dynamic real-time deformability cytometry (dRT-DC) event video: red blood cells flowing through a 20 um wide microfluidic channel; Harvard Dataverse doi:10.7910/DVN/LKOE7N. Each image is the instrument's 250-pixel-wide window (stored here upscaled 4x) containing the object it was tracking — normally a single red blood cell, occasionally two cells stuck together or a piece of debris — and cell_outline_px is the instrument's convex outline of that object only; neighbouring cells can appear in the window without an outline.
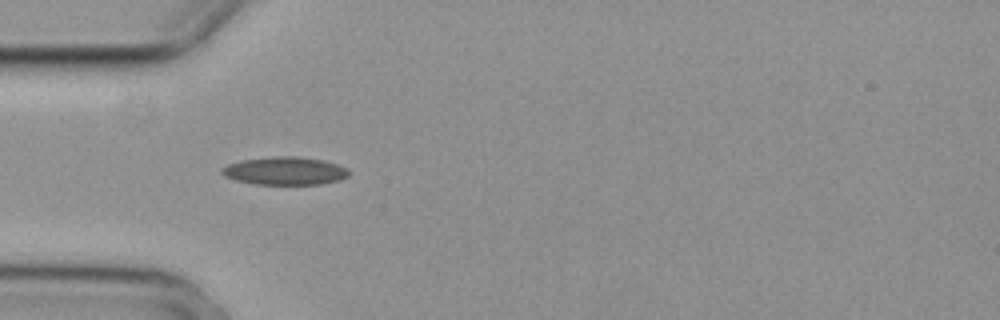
{"species": "common noctule bat (a hibernating species)", "species_latin": "Nyctalus noctula", "temperature_condition": "cold", "stored_images_in_passage": 1, "camera_frame_rate_fps": 3000, "um_per_image_px": 0.085, "animal": {"sex": "female", "body_mass_g": 29.2, "forearm_length_mm": 56.3}, "frame": {"image": 1, "passage_image": 1, "time_ms": 0.0, "image_size_px": [1000, 320], "cell_outline_px": [[348, 176], [340, 180], [320, 184], [256, 184], [236, 180], [224, 176], [220, 172], [220, 168], [228, 164], [240, 160], [272, 156], [296, 156], [324, 160], [348, 168]], "centroid_in_image_um": [24.19, 14.51], "position_along_channel_um": 60.8, "area_um2": 20.81}}